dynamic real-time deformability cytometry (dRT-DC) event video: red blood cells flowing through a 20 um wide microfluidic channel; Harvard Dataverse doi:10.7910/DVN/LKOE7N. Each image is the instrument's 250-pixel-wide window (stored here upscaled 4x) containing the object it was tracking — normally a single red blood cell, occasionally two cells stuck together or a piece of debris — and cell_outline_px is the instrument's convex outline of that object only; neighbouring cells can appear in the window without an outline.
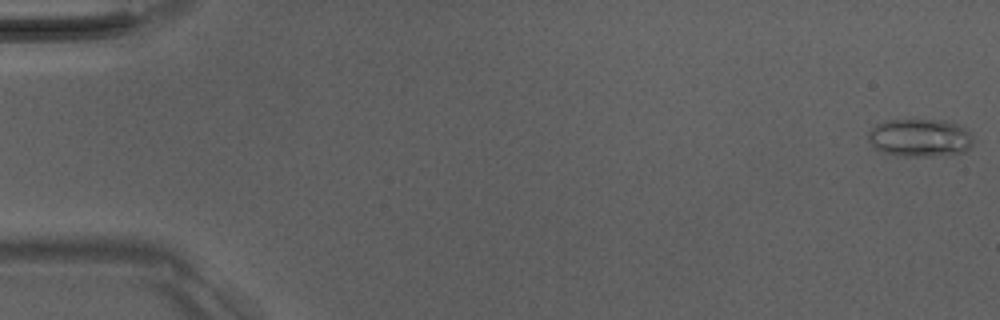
{"species": "Egyptian fruit bat (a non-hibernating species)", "species_latin": "Rousettus aegyptiacus", "temperature_condition": "room temperature", "stored_images_in_passage": 6, "camera_frame_rate_fps": 3000, "um_per_image_px": 0.085, "animal": {"sex": "male"}, "frame": {"image": 1, "passage_image": 1, "time_ms": 0.0, "image_size_px": [1000, 320], "cell_outline_px": [[972, 144], [964, 152], [932, 156], [904, 156], [884, 152], [876, 148], [868, 140], [868, 132], [876, 124], [888, 120], [944, 120], [960, 124], [972, 136]], "centroid_in_image_um": [78.2, 11.7], "position_along_channel_um": 6.8, "area_um2": 23.06}}
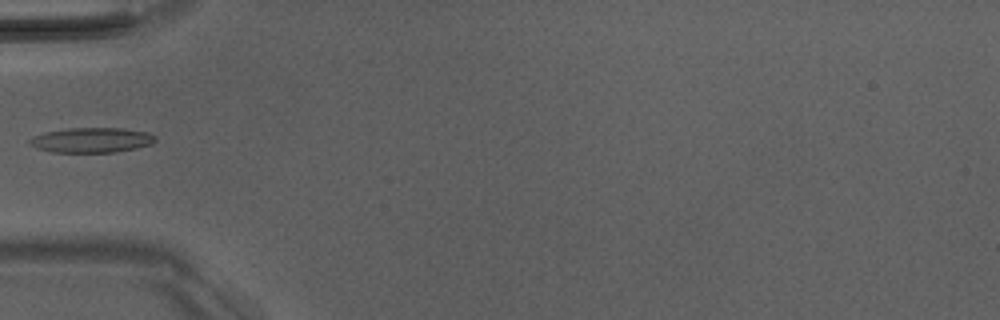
{"frame": {"image": 2, "passage_image": 6, "time_ms": 5.667, "image_size_px": [1000, 320], "cell_outline_px": [[156, 140], [152, 144], [136, 148], [116, 152], [52, 152], [36, 148], [28, 144], [28, 140], [32, 136], [44, 132], [68, 128], [120, 128], [148, 132], [156, 136]], "centroid_in_image_um": [7.76, 11.9], "position_along_channel_um": 77.2, "area_um2": 18.44}}